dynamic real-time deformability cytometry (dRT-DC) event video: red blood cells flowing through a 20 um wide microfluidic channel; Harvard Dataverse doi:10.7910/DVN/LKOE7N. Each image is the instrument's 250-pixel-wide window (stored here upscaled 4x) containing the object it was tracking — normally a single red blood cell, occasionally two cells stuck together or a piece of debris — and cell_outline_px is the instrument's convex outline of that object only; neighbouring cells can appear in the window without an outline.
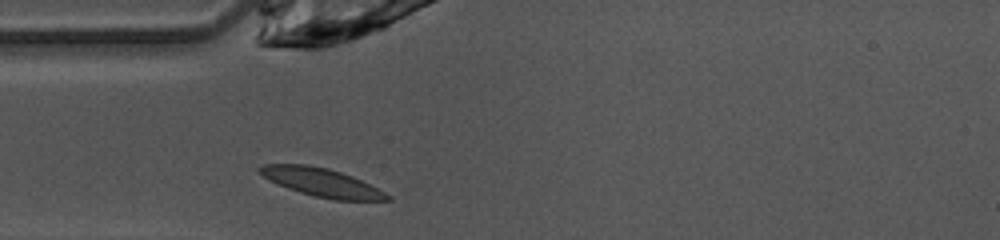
{"species": "common noctule bat (a hibernating species)", "species_latin": "Nyctalus noctula", "temperature_condition": "warm", "stored_images_in_passage": 34, "camera_frame_rate_fps": 3000, "um_per_image_px": 0.085, "animal": {"sex": "female", "body_mass_g": 10.0, "forearm_length_mm": 53.1}, "frame": {"image": 1, "passage_image": 1, "time_ms": 0.0, "image_size_px": [1000, 240], "cell_outline_px": [[392, 200], [336, 200], [316, 196], [300, 192], [288, 188], [264, 176], [256, 168], [264, 164], [308, 164], [328, 168], [352, 176], [392, 196]], "centroid_in_image_um": [27.36, 15.49], "position_along_channel_um": 57.6, "area_um2": 20.63}}
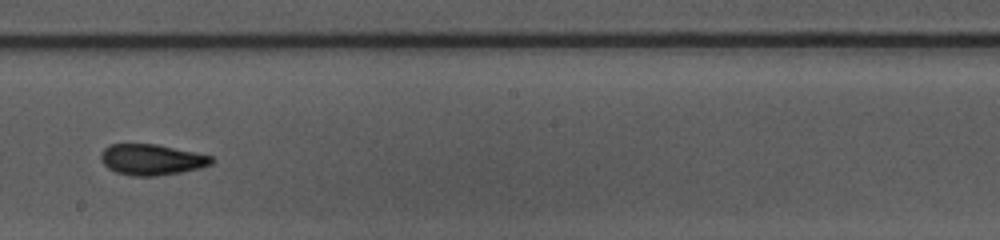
{"frame": {"image": 2, "passage_image": 14, "time_ms": 4.333, "image_size_px": [1000, 240], "cell_outline_px": [[216, 160], [212, 164], [200, 168], [180, 172], [156, 176], [132, 176], [116, 172], [108, 168], [104, 164], [100, 156], [100, 152], [108, 144], [156, 144], [196, 152], [212, 156]], "centroid_in_image_um": [12.9, 13.56], "position_along_channel_um": 235.3, "area_um2": 20.06}}
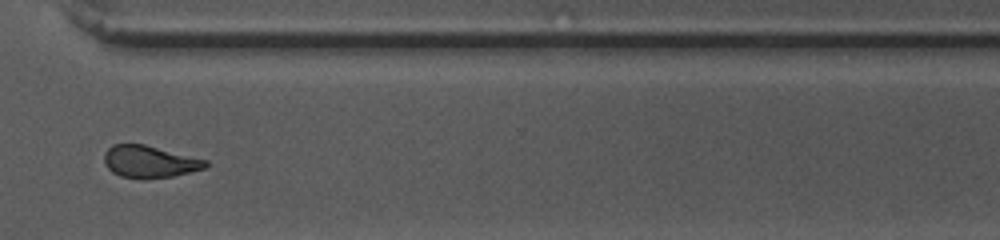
{"frame": {"image": 3, "passage_image": 23, "time_ms": 7.333, "image_size_px": [1000, 240], "cell_outline_px": [[208, 164], [204, 168], [192, 172], [172, 176], [148, 180], [140, 180], [120, 176], [112, 172], [104, 164], [104, 152], [112, 144], [144, 144], [208, 160]], "centroid_in_image_um": [12.69, 13.76], "position_along_channel_um": 357.9, "area_um2": 19.31}, "authors_computed_cell_mechanics": {"area_um2": 19.652, "velocity_mm_per_s": 4.0948, "shape_relaxation_time_tau1_ms": 8.1097, "shape_relaxation_time_tau2_ms": 2.8575, "deformation_change_tau1": 0.2129, "deformation_change_tau2": 0.0533}}